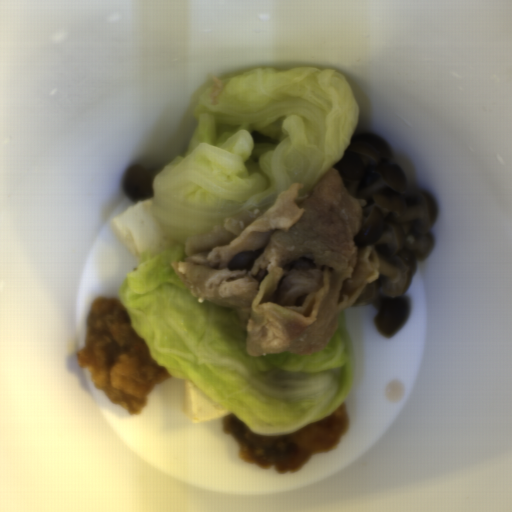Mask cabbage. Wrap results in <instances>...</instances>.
Masks as SVG:
<instances>
[{
  "mask_svg": "<svg viewBox=\"0 0 512 512\" xmlns=\"http://www.w3.org/2000/svg\"><path fill=\"white\" fill-rule=\"evenodd\" d=\"M184 155L152 181L156 217L170 246L143 251L118 296L148 355L190 380L210 403L256 434L282 436L346 403L352 345L344 309L313 355L252 357L234 309L199 302L171 263L186 241L295 184L308 194L342 158L359 122L352 86L334 68H256L212 75L193 107Z\"/></svg>",
  "mask_w": 512,
  "mask_h": 512,
  "instance_id": "obj_1",
  "label": "cabbage"
}]
</instances>
